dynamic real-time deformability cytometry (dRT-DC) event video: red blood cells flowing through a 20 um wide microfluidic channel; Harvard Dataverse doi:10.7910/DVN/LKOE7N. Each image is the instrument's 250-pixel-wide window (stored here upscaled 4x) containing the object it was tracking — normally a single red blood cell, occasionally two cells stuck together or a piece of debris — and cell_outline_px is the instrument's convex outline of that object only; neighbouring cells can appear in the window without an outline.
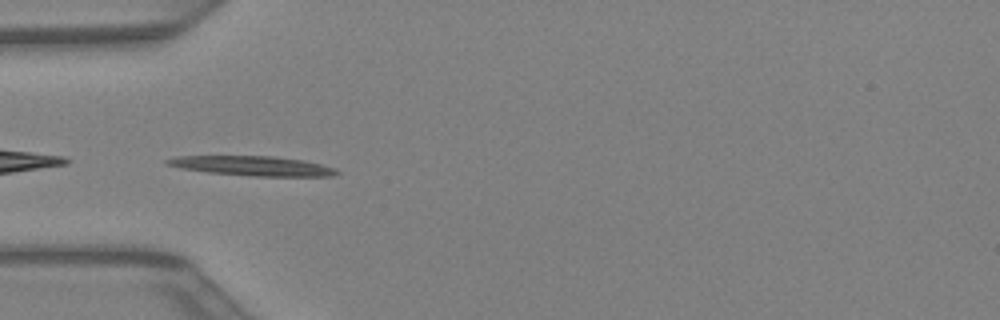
{"species": "Egyptian fruit bat (a non-hibernating species)", "species_latin": "Rousettus aegyptiacus", "temperature_condition": "warm", "stored_images_in_passage": 38, "segment_of_instrument_passage": [2, 2], "camera_frame_rate_fps": 3000, "um_per_image_px": 0.085, "animal": {"sex": "female"}, "frame": {"image": 1, "passage_image": 9, "time_ms": 2.667, "image_size_px": [1000, 320], "cell_outline_px": [[340, 172], [332, 176], [256, 176], [208, 172], [180, 168], [164, 164], [164, 160], [176, 156], [272, 156], [304, 160], [336, 168]], "centroid_in_image_um": [21.44, 14.09], "position_along_channel_um": 63.6, "area_um2": 19.36}}
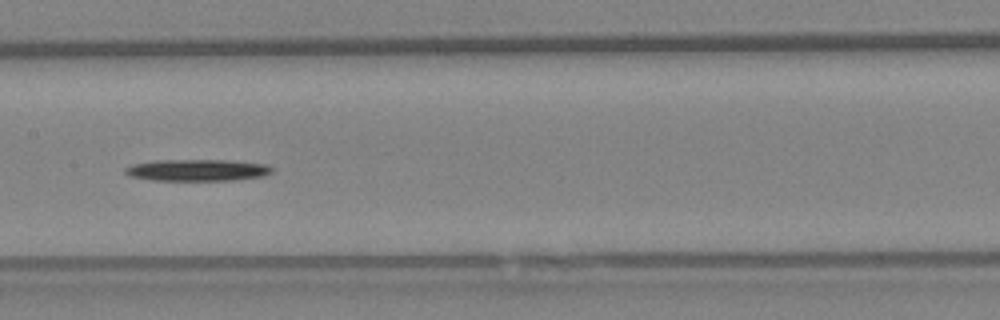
{"frame": {"image": 2, "passage_image": 17, "time_ms": 5.333, "image_size_px": [1000, 320], "cell_outline_px": [[276, 168], [272, 172], [260, 176], [232, 180], [156, 180], [132, 176], [124, 172], [124, 168], [132, 164], [160, 160], [228, 160], [268, 164]], "centroid_in_image_um": [16.82, 14.45], "position_along_channel_um": 190.6, "area_um2": 18.38}}
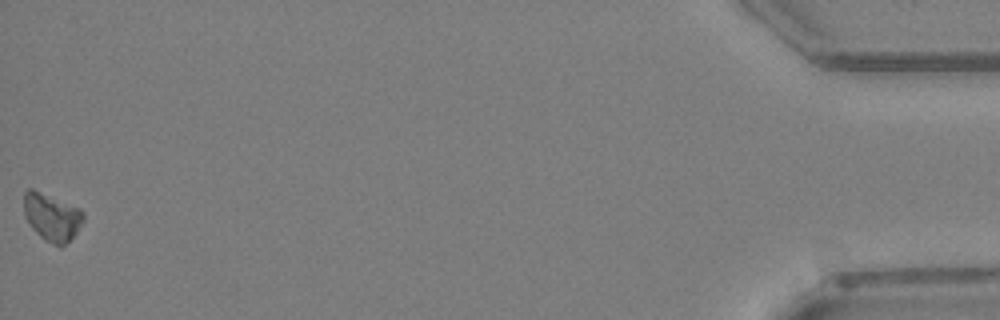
{"frame": {"image": 3, "passage_image": 38, "time_ms": 12.333, "image_size_px": [1000, 320], "cell_outline_px": [[84, 220], [76, 232], [60, 248], [44, 240], [32, 228], [24, 216], [24, 192], [28, 188], [32, 188], [80, 208], [84, 212]], "centroid_in_image_um": [4.4, 18.44], "position_along_channel_um": 430.8, "area_um2": 16.47}}